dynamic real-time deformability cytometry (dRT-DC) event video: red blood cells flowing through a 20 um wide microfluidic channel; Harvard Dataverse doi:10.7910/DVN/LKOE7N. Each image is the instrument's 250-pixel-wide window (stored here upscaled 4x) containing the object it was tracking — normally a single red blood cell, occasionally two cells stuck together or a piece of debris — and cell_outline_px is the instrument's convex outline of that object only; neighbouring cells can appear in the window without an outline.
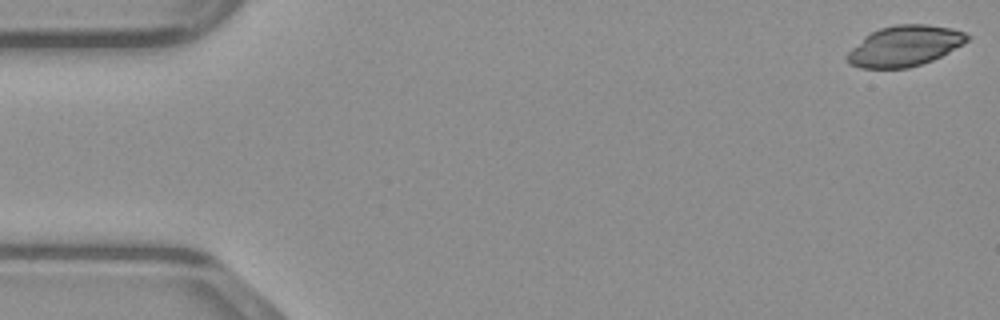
{"species": "common noctule bat (a hibernating species)", "species_latin": "Nyctalus noctula", "temperature_condition": "warm", "stored_images_in_passage": 12, "camera_frame_rate_fps": 3000, "um_per_image_px": 0.085, "animal": {"sex": "male", "body_mass_g": 23.1, "forearm_length_mm": 52.7}, "frame": {"image": 1, "passage_image": 1, "time_ms": 0.0, "image_size_px": [1000, 320], "cell_outline_px": [[972, 36], [964, 44], [932, 60], [908, 68], [860, 68], [848, 64], [844, 56], [864, 36], [880, 28], [896, 24], [924, 24], [952, 28], [964, 32]], "centroid_in_image_um": [76.88, 3.91], "position_along_channel_um": 8.1, "area_um2": 28.44}}